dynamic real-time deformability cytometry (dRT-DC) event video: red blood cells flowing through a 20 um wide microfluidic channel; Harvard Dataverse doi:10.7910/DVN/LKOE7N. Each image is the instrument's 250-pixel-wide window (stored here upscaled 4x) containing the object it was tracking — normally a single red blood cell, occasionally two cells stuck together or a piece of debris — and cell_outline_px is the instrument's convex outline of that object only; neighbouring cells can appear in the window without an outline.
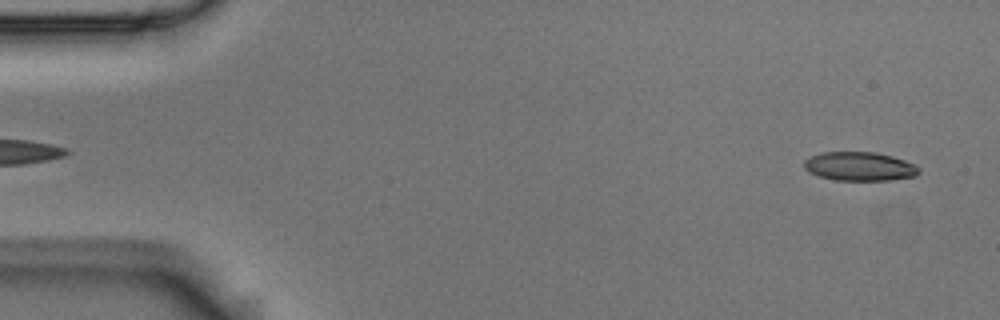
{"species": "Egyptian fruit bat (a non-hibernating species)", "species_latin": "Rousettus aegyptiacus", "temperature_condition": "room temperature", "stored_images_in_passage": 53, "camera_frame_rate_fps": 3000, "um_per_image_px": 0.085, "animal": {"sex": "male"}, "frame": {"image": 1, "passage_image": 2, "time_ms": 0.333, "image_size_px": [1000, 320], "cell_outline_px": [[920, 172], [916, 176], [892, 180], [836, 180], [820, 176], [808, 172], [804, 168], [804, 160], [808, 156], [820, 152], [876, 152], [892, 156], [916, 164], [920, 168]], "centroid_in_image_um": [73.07, 14.14], "position_along_channel_um": 11.9, "area_um2": 19.54}}
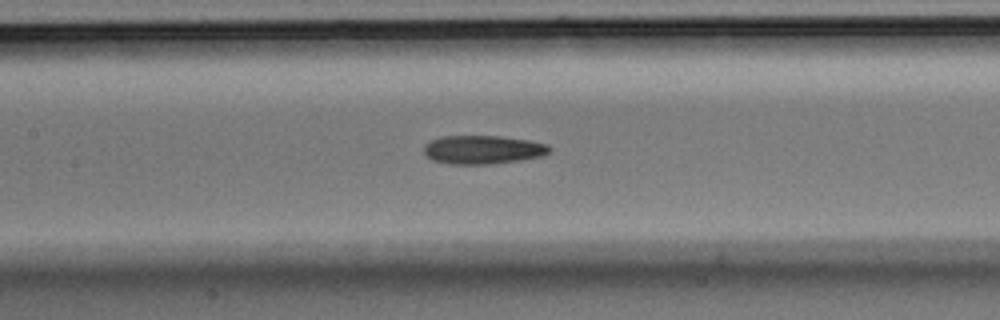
{"frame": {"image": 2, "passage_image": 24, "time_ms": 7.667, "image_size_px": [1000, 320], "cell_outline_px": [[552, 148], [544, 156], [520, 160], [492, 164], [448, 164], [432, 160], [424, 152], [424, 144], [440, 136], [500, 136], [528, 140], [548, 144]], "centroid_in_image_um": [41.05, 12.72], "position_along_channel_um": 166.3, "area_um2": 21.04}}
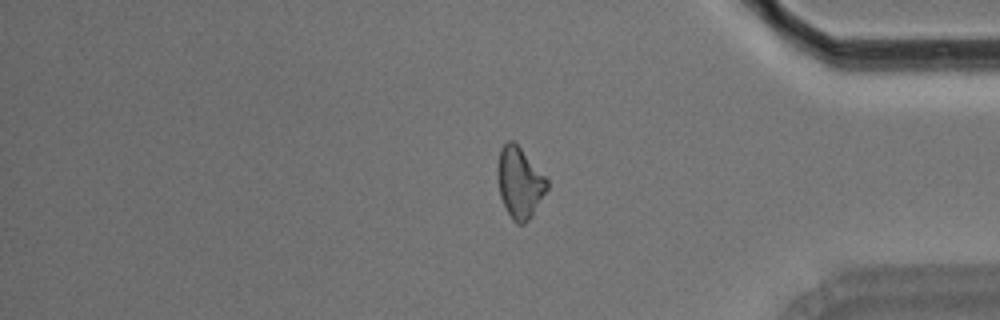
{"frame": {"image": 3, "passage_image": 44, "time_ms": 14.333, "image_size_px": [1000, 320], "cell_outline_px": [[548, 188], [532, 216], [524, 224], [516, 224], [512, 220], [500, 196], [496, 172], [496, 168], [500, 148], [508, 140], [512, 140], [520, 148], [548, 180]], "centroid_in_image_um": [44.14, 15.54], "position_along_channel_um": 391.1, "area_um2": 20.35}, "authors_computed_cell_mechanics": {"area_um2": 20.4612, "velocity_mm_per_s": 3.7035, "shape_relaxation_time_tau1_ms": 4.4623, "shape_relaxation_time_tau2_ms": 7.6089, "deformation_change_tau1": 0.138, "deformation_change_tau2": 0.192}}